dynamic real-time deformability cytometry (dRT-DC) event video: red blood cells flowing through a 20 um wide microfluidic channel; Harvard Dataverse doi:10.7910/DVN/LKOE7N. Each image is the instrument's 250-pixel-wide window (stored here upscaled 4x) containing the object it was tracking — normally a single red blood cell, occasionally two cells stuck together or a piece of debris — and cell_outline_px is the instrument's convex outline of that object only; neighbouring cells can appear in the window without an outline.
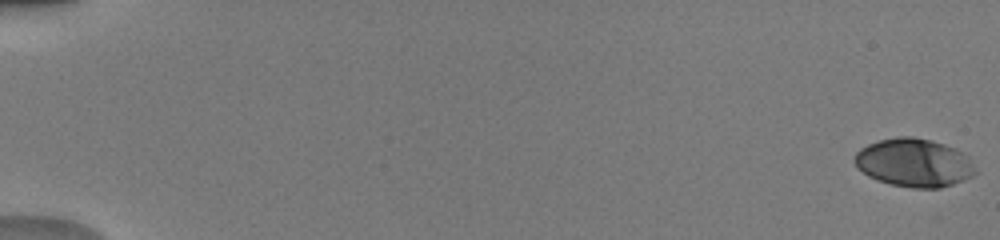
{"species": "human", "species_latin": "Homo sapiens", "temperature_condition": "warm", "stored_images_in_passage": 52, "camera_frame_rate_fps": 3000, "um_per_image_px": 0.085, "donor": {"sex": "male"}, "frame": {"image": 1, "passage_image": 1, "time_ms": 0.0, "image_size_px": [1000, 240], "cell_outline_px": [[976, 172], [972, 176], [964, 180], [940, 188], [912, 188], [892, 184], [868, 176], [856, 168], [852, 160], [856, 152], [860, 148], [868, 144], [880, 140], [896, 136], [912, 136], [932, 140], [956, 148], [968, 156]], "centroid_in_image_um": [77.66, 13.82], "position_along_channel_um": 7.3, "area_um2": 34.16}}
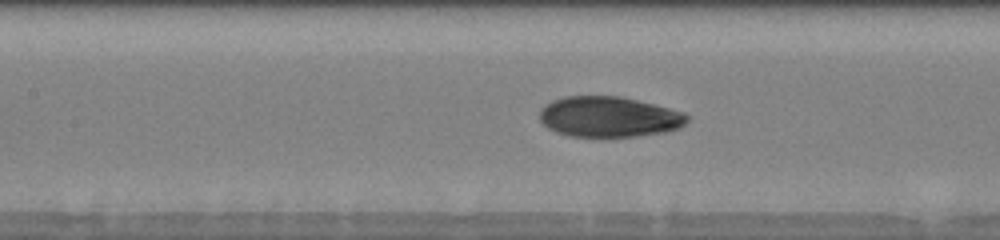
{"frame": {"image": 2, "passage_image": 26, "time_ms": 8.333, "image_size_px": [1000, 240], "cell_outline_px": [[688, 120], [680, 128], [668, 132], [636, 136], [568, 136], [556, 132], [548, 128], [540, 120], [540, 108], [544, 104], [552, 100], [564, 96], [620, 96], [684, 112], [688, 116]], "centroid_in_image_um": [51.74, 9.93], "position_along_channel_um": 155.7, "area_um2": 34.85}}
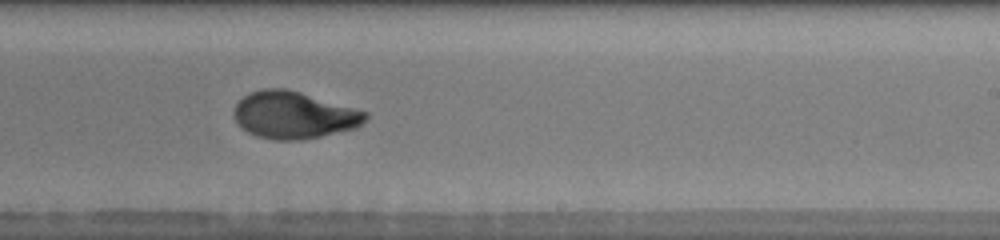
{"frame": {"image": 3, "passage_image": 34, "time_ms": 11.0, "image_size_px": [1000, 240], "cell_outline_px": [[368, 116], [356, 128], [320, 136], [300, 140], [276, 140], [256, 136], [248, 132], [236, 120], [232, 112], [236, 104], [244, 96], [252, 92], [264, 88], [284, 88], [300, 92], [368, 112]], "centroid_in_image_um": [24.97, 9.78], "position_along_channel_um": 264.0, "area_um2": 35.72}, "authors_computed_cell_mechanics": {"area_um2": 34.9401, "velocity_mm_per_s": 4.083, "shape_relaxation_time_tau1_ms": 4.7061, "shape_relaxation_time_tau2_ms": 0.7856, "deformation_change_tau1": 0.2031, "deformation_change_tau2": 0.0515}}